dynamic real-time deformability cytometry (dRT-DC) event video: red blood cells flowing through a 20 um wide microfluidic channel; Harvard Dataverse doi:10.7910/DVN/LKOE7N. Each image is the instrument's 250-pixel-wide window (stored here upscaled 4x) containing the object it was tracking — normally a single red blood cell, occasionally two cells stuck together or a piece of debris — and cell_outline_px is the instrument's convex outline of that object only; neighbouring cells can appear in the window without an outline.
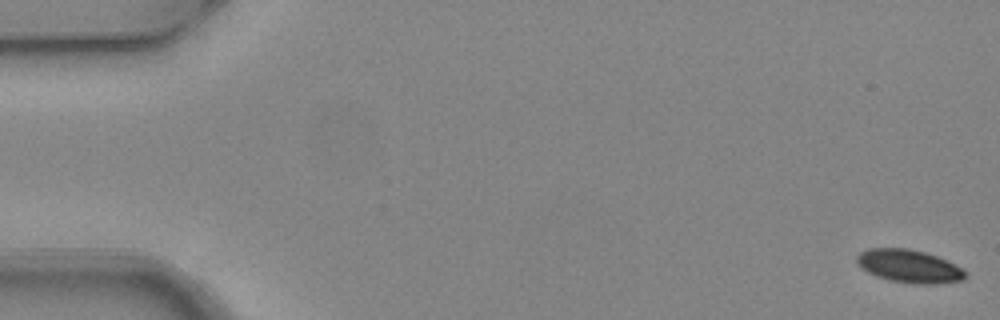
{"species": "common noctule bat (a hibernating species)", "species_latin": "Nyctalus noctula", "temperature_condition": "warm", "stored_images_in_passage": 5, "camera_frame_rate_fps": 3000, "um_per_image_px": 0.085, "animal": {"sex": "female", "body_mass_g": 24.6, "forearm_length_mm": 56.2}, "frame": {"image": 1, "passage_image": 1, "time_ms": 0.0, "image_size_px": [1000, 320], "cell_outline_px": [[968, 276], [960, 280], [936, 284], [912, 284], [892, 280], [876, 276], [860, 268], [856, 260], [856, 256], [860, 252], [868, 248], [908, 248], [924, 252], [936, 256], [964, 268], [968, 272]], "centroid_in_image_um": [77.28, 22.62], "position_along_channel_um": 7.7, "area_um2": 20.98}}
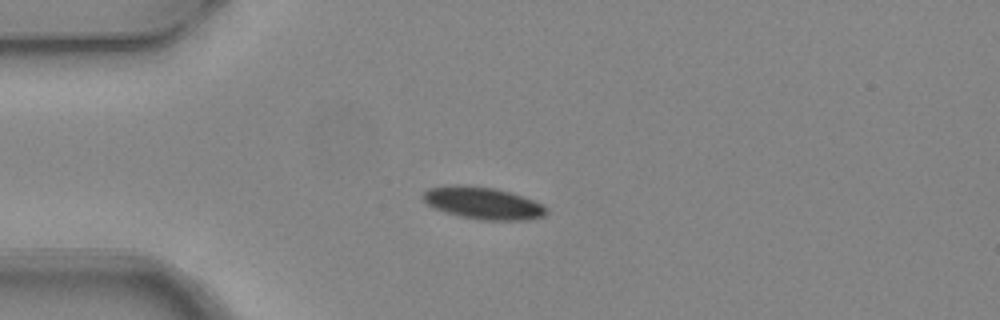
{"frame": {"image": 2, "passage_image": 4, "time_ms": 1.0, "image_size_px": [1000, 320], "cell_outline_px": [[548, 212], [544, 216], [528, 220], [480, 220], [460, 216], [432, 208], [420, 196], [428, 188], [452, 184], [460, 184], [496, 188], [512, 192], [524, 196], [544, 204], [548, 208]], "centroid_in_image_um": [41.07, 17.25], "position_along_channel_um": 43.9, "area_um2": 23.58}}